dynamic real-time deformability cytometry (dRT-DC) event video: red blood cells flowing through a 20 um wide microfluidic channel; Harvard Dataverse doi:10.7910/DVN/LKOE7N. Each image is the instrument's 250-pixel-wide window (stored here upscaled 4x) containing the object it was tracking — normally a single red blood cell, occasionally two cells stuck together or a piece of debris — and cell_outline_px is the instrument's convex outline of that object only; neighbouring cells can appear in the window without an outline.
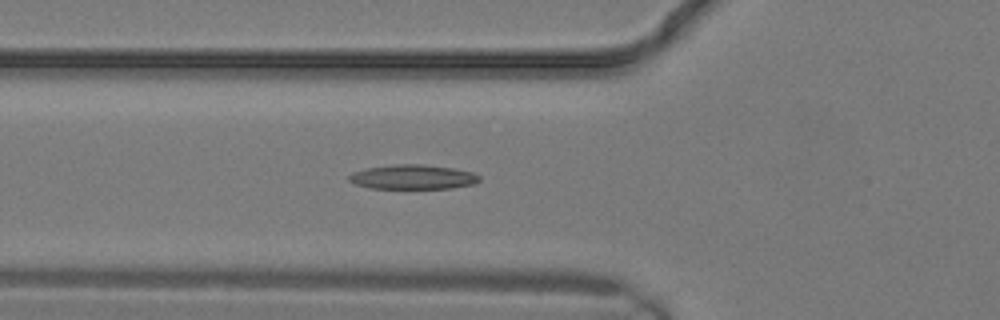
{"species": "common noctule bat (a hibernating species)", "species_latin": "Nyctalus noctula", "temperature_condition": "warm", "stored_images_in_passage": 12, "camera_frame_rate_fps": 3000, "um_per_image_px": 0.085, "animal": {"sex": "male", "body_mass_g": 19.2, "forearm_length_mm": 51.8}, "frame": {"image": 1, "passage_image": 7, "time_ms": 2.0, "image_size_px": [1000, 320], "cell_outline_px": [[480, 180], [476, 184], [452, 188], [368, 188], [356, 184], [348, 180], [348, 176], [352, 172], [364, 168], [392, 164], [420, 164], [452, 168], [472, 172], [480, 176]], "centroid_in_image_um": [35.07, 15.04], "position_along_channel_um": 90.7, "area_um2": 18.73}}
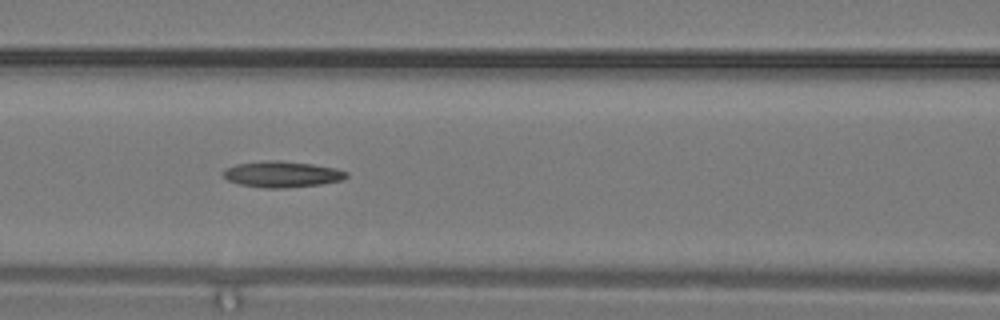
{"frame": {"image": 2, "passage_image": 9, "time_ms": 2.667, "image_size_px": [1000, 320], "cell_outline_px": [[348, 176], [344, 180], [320, 184], [280, 188], [264, 188], [240, 184], [228, 180], [224, 176], [224, 168], [236, 164], [264, 160], [280, 160], [312, 164], [336, 168], [348, 172]], "centroid_in_image_um": [23.99, 14.8], "position_along_channel_um": 142.6, "area_um2": 18.73}}
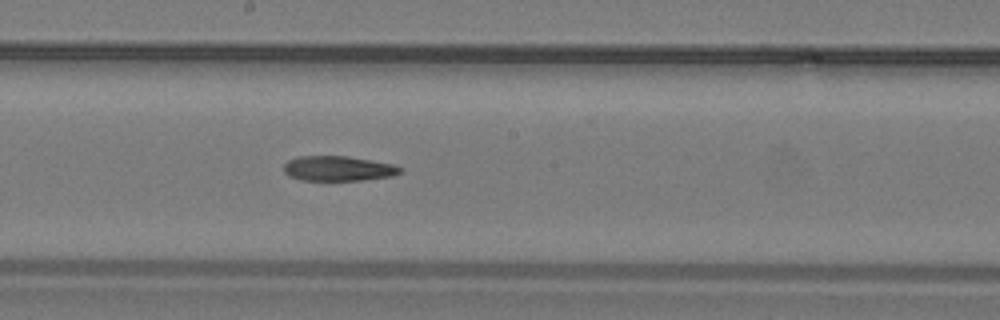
{"frame": {"image": 3, "passage_image": 12, "time_ms": 3.667, "image_size_px": [1000, 320], "cell_outline_px": [[400, 172], [392, 176], [360, 180], [300, 180], [288, 176], [284, 172], [284, 164], [288, 160], [296, 156], [348, 156], [396, 164], [400, 168]], "centroid_in_image_um": [28.71, 14.31], "position_along_channel_um": 219.5, "area_um2": 16.99}}